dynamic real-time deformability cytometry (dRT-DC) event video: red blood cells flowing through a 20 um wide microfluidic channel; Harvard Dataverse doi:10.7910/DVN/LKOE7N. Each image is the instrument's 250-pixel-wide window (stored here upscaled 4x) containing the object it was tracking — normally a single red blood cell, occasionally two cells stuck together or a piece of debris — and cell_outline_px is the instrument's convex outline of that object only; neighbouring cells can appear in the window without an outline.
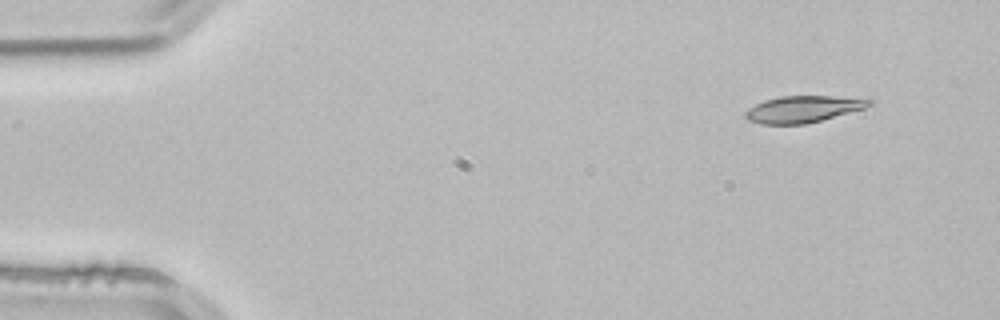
{"species": "common noctule bat (a hibernating species)", "species_latin": "Nyctalus noctula", "temperature_condition": "room temperature", "stored_images_in_passage": 3, "camera_frame_rate_fps": 3000, "um_per_image_px": 0.085, "animal": {"sex": "male", "body_mass_g": 21.5, "forearm_length_mm": 52.0}, "frame": {"image": 1, "passage_image": 1, "time_ms": 0.0, "image_size_px": [1000, 320], "cell_outline_px": [[876, 100], [872, 104], [864, 108], [820, 120], [804, 124], [760, 124], [748, 120], [744, 116], [744, 112], [748, 108], [764, 100], [780, 96], [832, 96]], "centroid_in_image_um": [68.21, 9.27], "position_along_channel_um": 16.8, "area_um2": 19.07}}
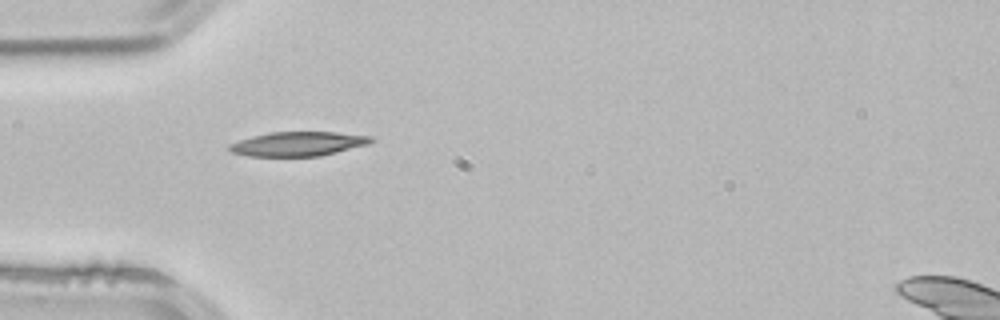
{"frame": {"image": 2, "passage_image": 3, "time_ms": 0.667, "image_size_px": [1000, 320], "cell_outline_px": [[376, 140], [368, 144], [320, 156], [248, 156], [232, 152], [228, 148], [228, 144], [252, 136], [268, 132], [336, 132], [372, 136]], "centroid_in_image_um": [25.34, 12.22], "position_along_channel_um": 59.7, "area_um2": 20.06}}